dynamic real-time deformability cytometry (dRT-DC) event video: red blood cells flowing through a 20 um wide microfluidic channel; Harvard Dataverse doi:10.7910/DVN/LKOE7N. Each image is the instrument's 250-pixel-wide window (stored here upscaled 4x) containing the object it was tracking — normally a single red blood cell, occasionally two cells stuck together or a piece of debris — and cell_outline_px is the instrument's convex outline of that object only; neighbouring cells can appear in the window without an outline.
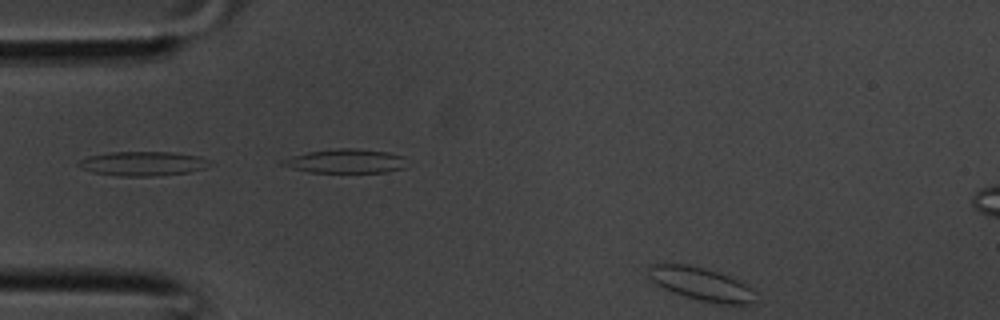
{"species": "common noctule bat (a hibernating species)", "species_latin": "Nyctalus noctula", "temperature_condition": "room temperature", "stored_images_in_passage": 8, "camera_frame_rate_fps": 3000, "um_per_image_px": 0.085, "animal": {"sex": "male", "body_mass_g": 20.1, "forearm_length_mm": 53.5}, "frame": {"image": 1, "passage_image": 7, "time_ms": 2.0, "image_size_px": [1000, 320], "cell_outline_px": [[216, 164], [204, 168], [188, 172], [156, 176], [120, 176], [92, 172], [76, 164], [76, 160], [88, 156], [112, 152], [172, 152], [200, 156]], "centroid_in_image_um": [12.16, 13.9], "position_along_channel_um": 72.8, "area_um2": 18.73}}